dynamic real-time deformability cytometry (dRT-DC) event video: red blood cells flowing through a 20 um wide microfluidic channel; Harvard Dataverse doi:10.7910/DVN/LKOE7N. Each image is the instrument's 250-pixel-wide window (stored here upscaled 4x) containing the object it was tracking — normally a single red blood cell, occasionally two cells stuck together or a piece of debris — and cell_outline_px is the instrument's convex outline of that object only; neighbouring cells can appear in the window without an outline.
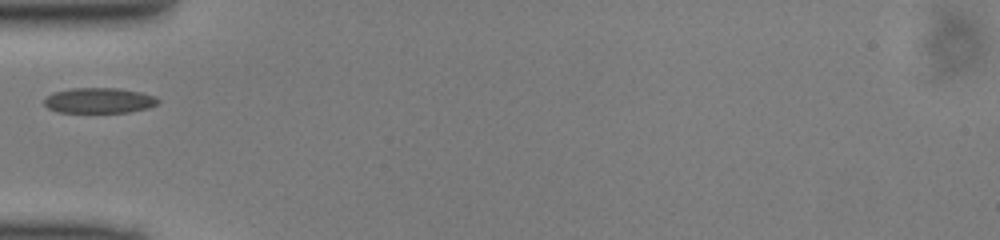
{"species": "common noctule bat (a hibernating species)", "species_latin": "Nyctalus noctula", "temperature_condition": "cold", "stored_images_in_passage": 34, "camera_frame_rate_fps": 3000, "um_per_image_px": 0.085, "animal": {"sex": "male", "body_mass_g": 13.0, "forearm_length_mm": 53.1}, "frame": {"image": 1, "passage_image": 1, "time_ms": 0.0, "image_size_px": [1000, 240], "cell_outline_px": [[160, 104], [148, 108], [128, 112], [60, 112], [48, 108], [44, 104], [44, 100], [48, 96], [56, 92], [72, 88], [116, 88], [140, 92], [156, 96], [160, 100]], "centroid_in_image_um": [8.49, 8.54], "position_along_channel_um": 76.5, "area_um2": 16.76}}
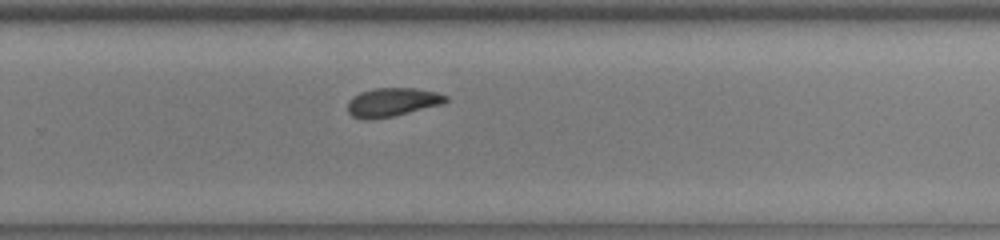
{"frame": {"image": 2, "passage_image": 17, "time_ms": 5.333, "image_size_px": [1000, 240], "cell_outline_px": [[448, 100], [444, 104], [392, 116], [368, 120], [364, 120], [352, 116], [348, 112], [348, 100], [352, 96], [360, 92], [376, 88], [416, 88], [436, 92], [448, 96]], "centroid_in_image_um": [33.34, 8.68], "position_along_channel_um": 296.5, "area_um2": 16.47}}
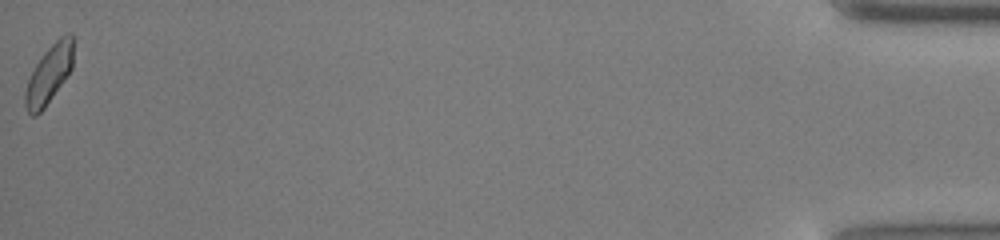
{"frame": {"image": 3, "passage_image": 34, "time_ms": 11.0, "image_size_px": [1000, 240], "cell_outline_px": [[72, 68], [44, 108], [36, 116], [32, 116], [28, 112], [24, 104], [24, 92], [28, 80], [36, 64], [44, 52], [60, 36], [68, 32], [72, 32]], "centroid_in_image_um": [4.14, 6.32], "position_along_channel_um": 431.1, "area_um2": 16.07}}